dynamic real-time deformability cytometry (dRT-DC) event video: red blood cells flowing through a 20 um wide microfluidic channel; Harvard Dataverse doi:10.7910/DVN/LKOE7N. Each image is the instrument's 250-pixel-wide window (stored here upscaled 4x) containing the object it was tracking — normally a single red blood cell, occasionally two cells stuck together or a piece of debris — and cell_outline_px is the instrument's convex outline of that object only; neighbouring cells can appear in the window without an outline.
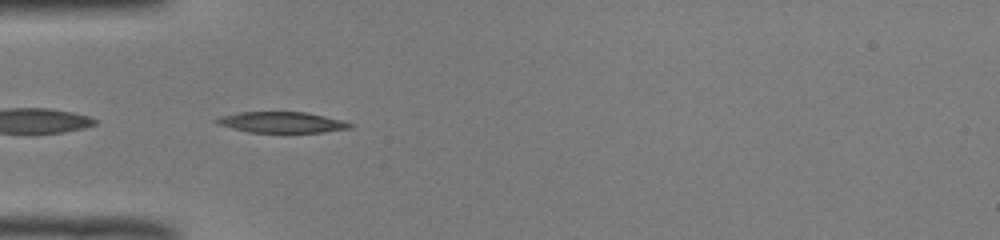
{"species": "common noctule bat (a hibernating species)", "species_latin": "Nyctalus noctula", "temperature_condition": "room temperature", "stored_images_in_passage": 36, "camera_frame_rate_fps": 3000, "um_per_image_px": 0.085, "animal": {"sex": "male", "body_mass_g": 19.0, "forearm_length_mm": 50.8}, "frame": {"image": 1, "passage_image": 2, "time_ms": 0.333, "image_size_px": [1000, 240], "cell_outline_px": [[352, 128], [324, 132], [248, 132], [216, 124], [216, 120], [220, 116], [240, 112], [304, 112], [324, 116], [340, 120], [352, 124]], "centroid_in_image_um": [23.93, 10.4], "position_along_channel_um": 61.1, "area_um2": 16.01}}
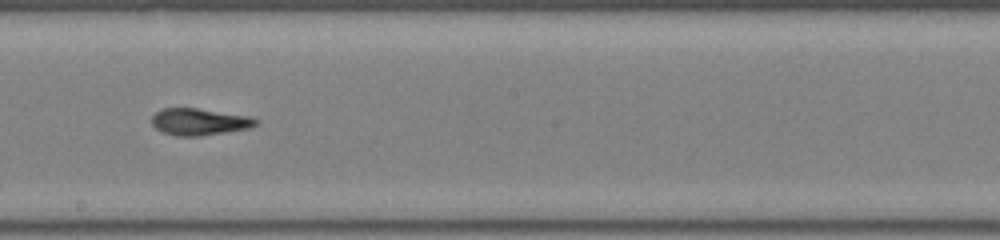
{"frame": {"image": 2, "passage_image": 15, "time_ms": 4.667, "image_size_px": [1000, 240], "cell_outline_px": [[260, 120], [256, 124], [248, 128], [200, 136], [176, 136], [164, 132], [156, 128], [152, 124], [152, 116], [156, 112], [164, 108], [196, 108], [248, 116]], "centroid_in_image_um": [16.92, 10.35], "position_along_channel_um": 231.3, "area_um2": 16.01}}
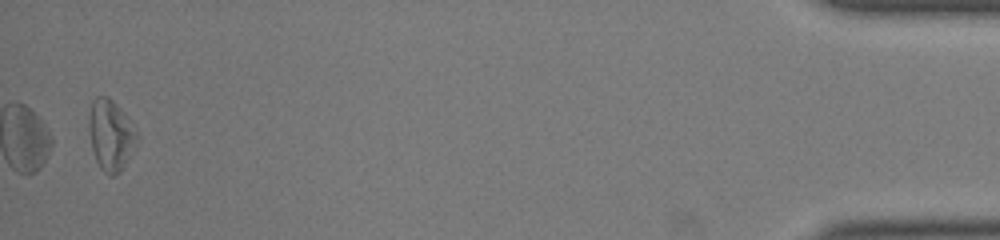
{"frame": {"image": 3, "passage_image": 36, "time_ms": 11.667, "image_size_px": [1000, 240], "cell_outline_px": [[140, 140], [120, 172], [112, 176], [108, 176], [100, 168], [96, 160], [92, 148], [88, 128], [88, 116], [92, 100], [96, 96], [108, 96], [120, 108], [140, 136]], "centroid_in_image_um": [9.41, 11.49], "position_along_channel_um": 425.8, "area_um2": 20.06}, "authors_computed_cell_mechanics": {"area_um2": 16.762, "velocity_mm_per_s": 3.9872, "shape_relaxation_time_tau1_ms": 4.9852, "shape_relaxation_time_tau2_ms": 5.6291, "deformation_change_tau1": 0.1577, "deformation_change_tau2": 0.1851}}